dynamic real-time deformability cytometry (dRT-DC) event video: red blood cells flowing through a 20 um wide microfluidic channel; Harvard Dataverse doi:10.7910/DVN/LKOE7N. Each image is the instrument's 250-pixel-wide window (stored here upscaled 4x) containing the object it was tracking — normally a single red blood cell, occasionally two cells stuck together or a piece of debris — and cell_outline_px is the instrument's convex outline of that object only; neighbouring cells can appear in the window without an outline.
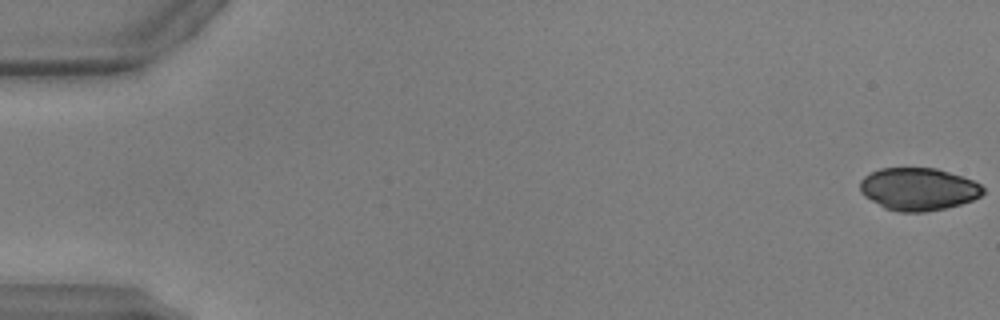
{"species": "common noctule bat (a hibernating species)", "species_latin": "Nyctalus noctula", "temperature_condition": "warm", "stored_images_in_passage": 12, "camera_frame_rate_fps": 3000, "um_per_image_px": 0.085, "animal": {"sex": "male", "body_mass_g": 17.9, "forearm_length_mm": 54.2}, "frame": {"image": 1, "passage_image": 1, "time_ms": 0.0, "image_size_px": [1000, 320], "cell_outline_px": [[984, 192], [980, 196], [972, 200], [960, 204], [944, 208], [924, 212], [900, 212], [884, 208], [864, 196], [860, 192], [860, 180], [864, 176], [880, 168], [936, 168], [972, 180], [980, 184], [984, 188]], "centroid_in_image_um": [78.03, 16.07], "position_along_channel_um": 7.0, "area_um2": 30.4}}